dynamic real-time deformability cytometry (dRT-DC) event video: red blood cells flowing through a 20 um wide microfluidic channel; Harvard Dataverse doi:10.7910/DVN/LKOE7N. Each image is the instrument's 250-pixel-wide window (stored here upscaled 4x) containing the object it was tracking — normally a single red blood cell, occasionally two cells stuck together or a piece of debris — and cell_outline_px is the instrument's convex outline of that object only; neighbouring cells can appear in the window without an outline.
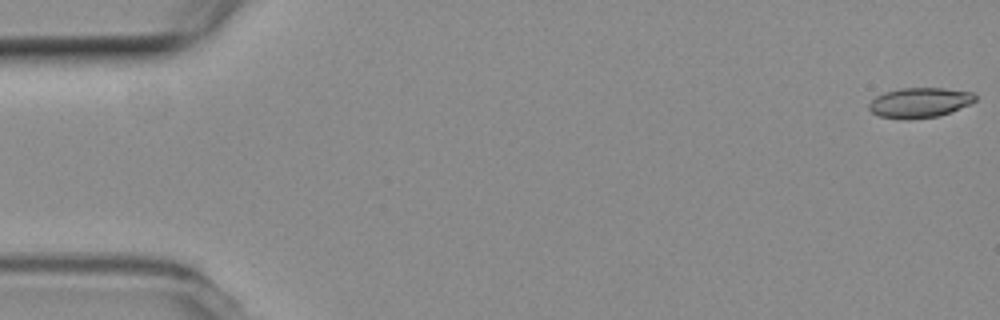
{"species": "common noctule bat (a hibernating species)", "species_latin": "Nyctalus noctula", "temperature_condition": "room temperature", "stored_images_in_passage": 54, "camera_frame_rate_fps": 3000, "um_per_image_px": 0.085, "animal": {"sex": "female", "body_mass_g": 19.3, "forearm_length_mm": 54.1}, "frame": {"image": 1, "passage_image": 1, "time_ms": 0.0, "image_size_px": [1000, 320], "cell_outline_px": [[976, 100], [968, 104], [948, 112], [936, 116], [908, 120], [880, 116], [872, 112], [868, 108], [868, 104], [876, 96], [884, 92], [900, 88], [944, 88], [972, 92], [976, 96]], "centroid_in_image_um": [78.12, 8.71], "position_along_channel_um": 6.9, "area_um2": 18.38}}
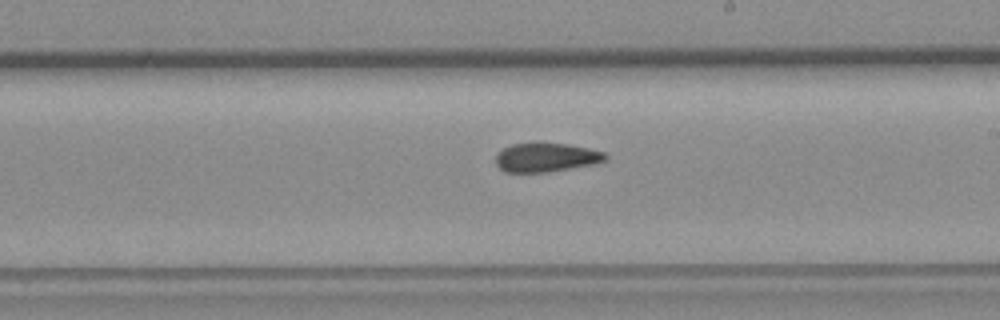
{"frame": {"image": 2, "passage_image": 31, "time_ms": 10.0, "image_size_px": [1000, 320], "cell_outline_px": [[608, 160], [596, 164], [548, 172], [504, 172], [496, 164], [496, 156], [504, 148], [512, 144], [568, 144], [588, 148], [604, 152], [608, 156]], "centroid_in_image_um": [46.48, 13.4], "position_along_channel_um": 242.5, "area_um2": 18.32}}
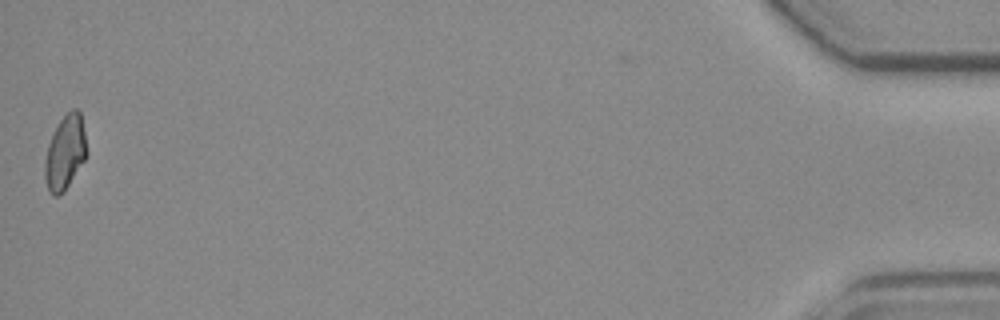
{"frame": {"image": 3, "passage_image": 54, "time_ms": 17.667, "image_size_px": [1000, 320], "cell_outline_px": [[88, 152], [84, 160], [64, 192], [60, 196], [52, 196], [48, 192], [44, 176], [44, 160], [48, 144], [60, 120], [72, 108], [76, 108], [80, 112]], "centroid_in_image_um": [5.52, 13.01], "position_along_channel_um": 429.7, "area_um2": 18.15}, "authors_computed_cell_mechanics": {"area_um2": 18.9006, "velocity_mm_per_s": 3.7904, "shape_relaxation_time_tau1_ms": 9.1632, "shape_relaxation_time_tau2_ms": 2.668, "deformation_change_tau1": 0.192, "deformation_change_tau2": 0.089}}